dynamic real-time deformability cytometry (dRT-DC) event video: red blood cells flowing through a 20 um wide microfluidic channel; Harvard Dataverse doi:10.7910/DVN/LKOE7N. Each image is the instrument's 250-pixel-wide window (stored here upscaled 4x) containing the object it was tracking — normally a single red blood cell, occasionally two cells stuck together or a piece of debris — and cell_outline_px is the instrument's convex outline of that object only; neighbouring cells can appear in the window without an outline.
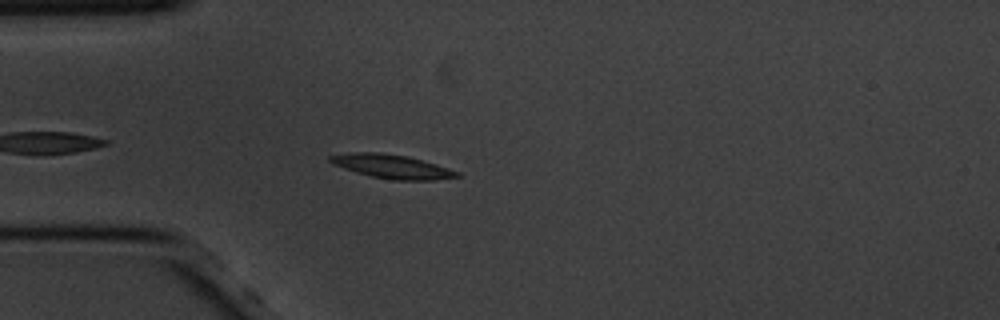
{"species": "common noctule bat (a hibernating species)", "species_latin": "Nyctalus noctula", "temperature_condition": "cold", "stored_images_in_passage": 47, "camera_frame_rate_fps": 3000, "um_per_image_px": 0.085, "animal": {"sex": "male", "body_mass_g": 20.1, "forearm_length_mm": 53.5}, "frame": {"image": 1, "passage_image": 5, "time_ms": 1.333, "image_size_px": [1000, 320], "cell_outline_px": [[460, 176], [432, 180], [392, 180], [372, 176], [356, 172], [332, 164], [328, 160], [328, 156], [348, 152], [380, 152], [408, 156], [436, 164], [460, 172]], "centroid_in_image_um": [33.28, 14.14], "position_along_channel_um": 51.7, "area_um2": 17.63}}
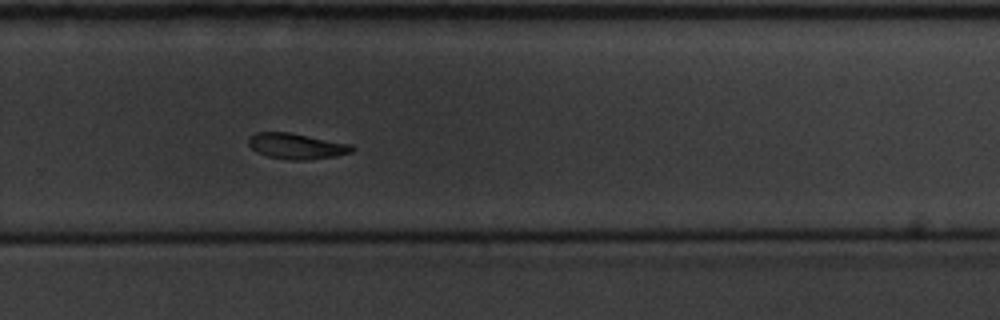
{"frame": {"image": 2, "passage_image": 28, "time_ms": 9.0, "image_size_px": [1000, 320], "cell_outline_px": [[356, 148], [352, 152], [336, 156], [304, 160], [288, 160], [268, 156], [256, 152], [248, 144], [248, 140], [256, 132], [288, 132], [352, 144]], "centroid_in_image_um": [25.23, 12.42], "position_along_channel_um": 304.6, "area_um2": 15.49}}
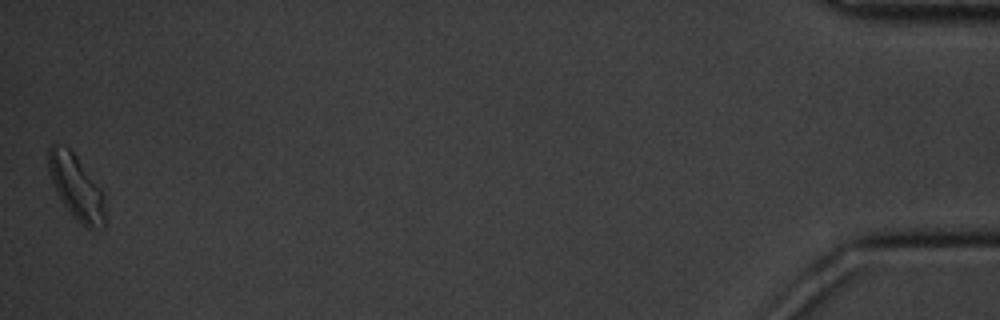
{"frame": {"image": 3, "passage_image": 47, "time_ms": 15.333, "image_size_px": [1000, 320], "cell_outline_px": [[104, 228], [88, 228], [80, 224], [72, 216], [64, 204], [52, 184], [48, 172], [48, 148], [52, 144], [68, 148], [76, 156], [100, 188], [104, 196]], "centroid_in_image_um": [6.47, 15.93], "position_along_channel_um": 428.7, "area_um2": 20.98}, "authors_computed_cell_mechanics": {"area_um2": 16.5886, "velocity_mm_per_s": 3.411, "shape_relaxation_time_tau1_ms": 3.1958, "shape_relaxation_time_tau2_ms": null, "deformation_change_tau1": 0.1107, "deformation_change_tau2": null}}